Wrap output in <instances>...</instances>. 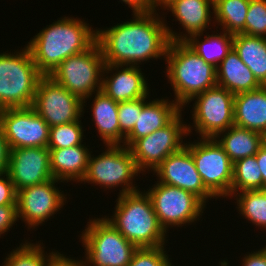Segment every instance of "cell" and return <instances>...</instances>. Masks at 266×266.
<instances>
[{"instance_id": "1", "label": "cell", "mask_w": 266, "mask_h": 266, "mask_svg": "<svg viewBox=\"0 0 266 266\" xmlns=\"http://www.w3.org/2000/svg\"><path fill=\"white\" fill-rule=\"evenodd\" d=\"M133 14V20L107 30L96 29L105 64L137 66L150 59L165 58L170 43L165 19L157 11Z\"/></svg>"}, {"instance_id": "2", "label": "cell", "mask_w": 266, "mask_h": 266, "mask_svg": "<svg viewBox=\"0 0 266 266\" xmlns=\"http://www.w3.org/2000/svg\"><path fill=\"white\" fill-rule=\"evenodd\" d=\"M30 39L27 47L38 70L49 76L66 58L89 49L97 41V30L81 19L63 17Z\"/></svg>"}, {"instance_id": "3", "label": "cell", "mask_w": 266, "mask_h": 266, "mask_svg": "<svg viewBox=\"0 0 266 266\" xmlns=\"http://www.w3.org/2000/svg\"><path fill=\"white\" fill-rule=\"evenodd\" d=\"M111 223L138 248L164 246L167 232L161 226L149 195L139 190L118 195Z\"/></svg>"}, {"instance_id": "4", "label": "cell", "mask_w": 266, "mask_h": 266, "mask_svg": "<svg viewBox=\"0 0 266 266\" xmlns=\"http://www.w3.org/2000/svg\"><path fill=\"white\" fill-rule=\"evenodd\" d=\"M164 60L174 101L181 108L194 96L217 85L216 67L206 63L184 41H170Z\"/></svg>"}, {"instance_id": "5", "label": "cell", "mask_w": 266, "mask_h": 266, "mask_svg": "<svg viewBox=\"0 0 266 266\" xmlns=\"http://www.w3.org/2000/svg\"><path fill=\"white\" fill-rule=\"evenodd\" d=\"M6 52L0 54V110L31 107L44 75L36 67L27 46L16 54Z\"/></svg>"}, {"instance_id": "6", "label": "cell", "mask_w": 266, "mask_h": 266, "mask_svg": "<svg viewBox=\"0 0 266 266\" xmlns=\"http://www.w3.org/2000/svg\"><path fill=\"white\" fill-rule=\"evenodd\" d=\"M89 221L80 238L85 247V266H128L138 247L105 217Z\"/></svg>"}, {"instance_id": "7", "label": "cell", "mask_w": 266, "mask_h": 266, "mask_svg": "<svg viewBox=\"0 0 266 266\" xmlns=\"http://www.w3.org/2000/svg\"><path fill=\"white\" fill-rule=\"evenodd\" d=\"M105 61L97 41L87 50L62 61L49 75L56 83L83 100L102 89Z\"/></svg>"}, {"instance_id": "8", "label": "cell", "mask_w": 266, "mask_h": 266, "mask_svg": "<svg viewBox=\"0 0 266 266\" xmlns=\"http://www.w3.org/2000/svg\"><path fill=\"white\" fill-rule=\"evenodd\" d=\"M107 149L94 157L90 154L85 177L81 183L87 182L104 188L122 186L119 195L135 192L133 178L141 172L138 170L131 151L124 145H106ZM93 156V157H91Z\"/></svg>"}, {"instance_id": "9", "label": "cell", "mask_w": 266, "mask_h": 266, "mask_svg": "<svg viewBox=\"0 0 266 266\" xmlns=\"http://www.w3.org/2000/svg\"><path fill=\"white\" fill-rule=\"evenodd\" d=\"M181 119L182 112L165 127L135 140L128 147L140 172L154 171L170 154L185 146L183 136L189 135L193 129Z\"/></svg>"}, {"instance_id": "10", "label": "cell", "mask_w": 266, "mask_h": 266, "mask_svg": "<svg viewBox=\"0 0 266 266\" xmlns=\"http://www.w3.org/2000/svg\"><path fill=\"white\" fill-rule=\"evenodd\" d=\"M194 143V144H193ZM186 143L205 188L215 197L231 196L233 163L215 138Z\"/></svg>"}, {"instance_id": "11", "label": "cell", "mask_w": 266, "mask_h": 266, "mask_svg": "<svg viewBox=\"0 0 266 266\" xmlns=\"http://www.w3.org/2000/svg\"><path fill=\"white\" fill-rule=\"evenodd\" d=\"M149 195L157 218L166 232L168 227H182V224L199 220L205 204L194 194L181 188L156 182L146 191Z\"/></svg>"}, {"instance_id": "12", "label": "cell", "mask_w": 266, "mask_h": 266, "mask_svg": "<svg viewBox=\"0 0 266 266\" xmlns=\"http://www.w3.org/2000/svg\"><path fill=\"white\" fill-rule=\"evenodd\" d=\"M234 94L216 85L194 96V129L201 138H215L219 133L234 125ZM197 99V100H196Z\"/></svg>"}, {"instance_id": "13", "label": "cell", "mask_w": 266, "mask_h": 266, "mask_svg": "<svg viewBox=\"0 0 266 266\" xmlns=\"http://www.w3.org/2000/svg\"><path fill=\"white\" fill-rule=\"evenodd\" d=\"M31 107L49 127L80 120L84 113L83 100L50 76H43L39 80Z\"/></svg>"}, {"instance_id": "14", "label": "cell", "mask_w": 266, "mask_h": 266, "mask_svg": "<svg viewBox=\"0 0 266 266\" xmlns=\"http://www.w3.org/2000/svg\"><path fill=\"white\" fill-rule=\"evenodd\" d=\"M0 127L10 149L48 147L50 127L32 107L0 110Z\"/></svg>"}, {"instance_id": "15", "label": "cell", "mask_w": 266, "mask_h": 266, "mask_svg": "<svg viewBox=\"0 0 266 266\" xmlns=\"http://www.w3.org/2000/svg\"><path fill=\"white\" fill-rule=\"evenodd\" d=\"M58 181L62 182L52 178L17 191V217L28 225V229L33 230L48 221L64 206L67 197L56 187Z\"/></svg>"}, {"instance_id": "16", "label": "cell", "mask_w": 266, "mask_h": 266, "mask_svg": "<svg viewBox=\"0 0 266 266\" xmlns=\"http://www.w3.org/2000/svg\"><path fill=\"white\" fill-rule=\"evenodd\" d=\"M153 172L159 179L157 182L188 191L205 205L209 198H214L205 188L190 150L186 146L170 154Z\"/></svg>"}, {"instance_id": "17", "label": "cell", "mask_w": 266, "mask_h": 266, "mask_svg": "<svg viewBox=\"0 0 266 266\" xmlns=\"http://www.w3.org/2000/svg\"><path fill=\"white\" fill-rule=\"evenodd\" d=\"M7 174L16 191L52 179L50 150L47 147L10 149Z\"/></svg>"}, {"instance_id": "18", "label": "cell", "mask_w": 266, "mask_h": 266, "mask_svg": "<svg viewBox=\"0 0 266 266\" xmlns=\"http://www.w3.org/2000/svg\"><path fill=\"white\" fill-rule=\"evenodd\" d=\"M112 70L116 72L113 73ZM105 72L106 74L113 73V75L105 77ZM141 72L139 66L105 64L101 91L116 102L147 97L149 96V86Z\"/></svg>"}, {"instance_id": "19", "label": "cell", "mask_w": 266, "mask_h": 266, "mask_svg": "<svg viewBox=\"0 0 266 266\" xmlns=\"http://www.w3.org/2000/svg\"><path fill=\"white\" fill-rule=\"evenodd\" d=\"M170 10L187 34H177L166 26L170 41H185L191 35L202 34L211 24L213 0H172L164 8Z\"/></svg>"}, {"instance_id": "20", "label": "cell", "mask_w": 266, "mask_h": 266, "mask_svg": "<svg viewBox=\"0 0 266 266\" xmlns=\"http://www.w3.org/2000/svg\"><path fill=\"white\" fill-rule=\"evenodd\" d=\"M181 111L182 108L174 100L171 102L168 99L159 100L158 98L146 102L142 107L141 114H138L137 123L125 137L123 145L129 147L135 140L165 127Z\"/></svg>"}, {"instance_id": "21", "label": "cell", "mask_w": 266, "mask_h": 266, "mask_svg": "<svg viewBox=\"0 0 266 266\" xmlns=\"http://www.w3.org/2000/svg\"><path fill=\"white\" fill-rule=\"evenodd\" d=\"M234 125L266 137V86L235 94Z\"/></svg>"}, {"instance_id": "22", "label": "cell", "mask_w": 266, "mask_h": 266, "mask_svg": "<svg viewBox=\"0 0 266 266\" xmlns=\"http://www.w3.org/2000/svg\"><path fill=\"white\" fill-rule=\"evenodd\" d=\"M50 170L54 179L81 182L85 177L91 152L84 146L49 149Z\"/></svg>"}, {"instance_id": "23", "label": "cell", "mask_w": 266, "mask_h": 266, "mask_svg": "<svg viewBox=\"0 0 266 266\" xmlns=\"http://www.w3.org/2000/svg\"><path fill=\"white\" fill-rule=\"evenodd\" d=\"M216 80L217 85L234 95L252 91L262 86L233 48L216 67Z\"/></svg>"}, {"instance_id": "24", "label": "cell", "mask_w": 266, "mask_h": 266, "mask_svg": "<svg viewBox=\"0 0 266 266\" xmlns=\"http://www.w3.org/2000/svg\"><path fill=\"white\" fill-rule=\"evenodd\" d=\"M95 94L91 116H93L92 121L103 143L106 145L124 144L125 136L120 132L118 119L119 102L114 101L101 90Z\"/></svg>"}, {"instance_id": "25", "label": "cell", "mask_w": 266, "mask_h": 266, "mask_svg": "<svg viewBox=\"0 0 266 266\" xmlns=\"http://www.w3.org/2000/svg\"><path fill=\"white\" fill-rule=\"evenodd\" d=\"M215 139L222 146L232 163L256 155L259 148L266 141L263 134L236 125H232L227 130L219 133Z\"/></svg>"}, {"instance_id": "26", "label": "cell", "mask_w": 266, "mask_h": 266, "mask_svg": "<svg viewBox=\"0 0 266 266\" xmlns=\"http://www.w3.org/2000/svg\"><path fill=\"white\" fill-rule=\"evenodd\" d=\"M233 49L257 81L266 86V38L237 33L233 35Z\"/></svg>"}, {"instance_id": "27", "label": "cell", "mask_w": 266, "mask_h": 266, "mask_svg": "<svg viewBox=\"0 0 266 266\" xmlns=\"http://www.w3.org/2000/svg\"><path fill=\"white\" fill-rule=\"evenodd\" d=\"M202 34L191 35L184 42L192 48L206 63L217 67L233 48V35L225 31L217 34H207L203 41Z\"/></svg>"}, {"instance_id": "28", "label": "cell", "mask_w": 266, "mask_h": 266, "mask_svg": "<svg viewBox=\"0 0 266 266\" xmlns=\"http://www.w3.org/2000/svg\"><path fill=\"white\" fill-rule=\"evenodd\" d=\"M250 0H213L214 19L222 30L232 35L245 34Z\"/></svg>"}, {"instance_id": "29", "label": "cell", "mask_w": 266, "mask_h": 266, "mask_svg": "<svg viewBox=\"0 0 266 266\" xmlns=\"http://www.w3.org/2000/svg\"><path fill=\"white\" fill-rule=\"evenodd\" d=\"M233 197H236L239 214L266 229V189L245 190L233 194Z\"/></svg>"}, {"instance_id": "30", "label": "cell", "mask_w": 266, "mask_h": 266, "mask_svg": "<svg viewBox=\"0 0 266 266\" xmlns=\"http://www.w3.org/2000/svg\"><path fill=\"white\" fill-rule=\"evenodd\" d=\"M263 189L262 173L255 155L233 163L231 196L238 191Z\"/></svg>"}, {"instance_id": "31", "label": "cell", "mask_w": 266, "mask_h": 266, "mask_svg": "<svg viewBox=\"0 0 266 266\" xmlns=\"http://www.w3.org/2000/svg\"><path fill=\"white\" fill-rule=\"evenodd\" d=\"M39 244V245H38ZM36 243L26 242L20 244L17 249H13L4 260L2 266H49L51 260L59 252L44 253L39 241ZM46 254V255H45Z\"/></svg>"}, {"instance_id": "32", "label": "cell", "mask_w": 266, "mask_h": 266, "mask_svg": "<svg viewBox=\"0 0 266 266\" xmlns=\"http://www.w3.org/2000/svg\"><path fill=\"white\" fill-rule=\"evenodd\" d=\"M84 130L81 126V120L68 124L55 125L49 128L48 149L69 148L81 145Z\"/></svg>"}, {"instance_id": "33", "label": "cell", "mask_w": 266, "mask_h": 266, "mask_svg": "<svg viewBox=\"0 0 266 266\" xmlns=\"http://www.w3.org/2000/svg\"><path fill=\"white\" fill-rule=\"evenodd\" d=\"M245 35L266 38V0H250Z\"/></svg>"}, {"instance_id": "34", "label": "cell", "mask_w": 266, "mask_h": 266, "mask_svg": "<svg viewBox=\"0 0 266 266\" xmlns=\"http://www.w3.org/2000/svg\"><path fill=\"white\" fill-rule=\"evenodd\" d=\"M149 97L138 98L119 102L118 104V119L120 132L126 137L137 123L138 114H141L142 107L148 101Z\"/></svg>"}, {"instance_id": "35", "label": "cell", "mask_w": 266, "mask_h": 266, "mask_svg": "<svg viewBox=\"0 0 266 266\" xmlns=\"http://www.w3.org/2000/svg\"><path fill=\"white\" fill-rule=\"evenodd\" d=\"M164 246L138 248L128 266H174Z\"/></svg>"}, {"instance_id": "36", "label": "cell", "mask_w": 266, "mask_h": 266, "mask_svg": "<svg viewBox=\"0 0 266 266\" xmlns=\"http://www.w3.org/2000/svg\"><path fill=\"white\" fill-rule=\"evenodd\" d=\"M3 205H17V191L7 173L0 174V206Z\"/></svg>"}, {"instance_id": "37", "label": "cell", "mask_w": 266, "mask_h": 266, "mask_svg": "<svg viewBox=\"0 0 266 266\" xmlns=\"http://www.w3.org/2000/svg\"><path fill=\"white\" fill-rule=\"evenodd\" d=\"M17 220V205L0 206V236L10 230Z\"/></svg>"}, {"instance_id": "38", "label": "cell", "mask_w": 266, "mask_h": 266, "mask_svg": "<svg viewBox=\"0 0 266 266\" xmlns=\"http://www.w3.org/2000/svg\"><path fill=\"white\" fill-rule=\"evenodd\" d=\"M10 147L0 127V174L7 173Z\"/></svg>"}, {"instance_id": "39", "label": "cell", "mask_w": 266, "mask_h": 266, "mask_svg": "<svg viewBox=\"0 0 266 266\" xmlns=\"http://www.w3.org/2000/svg\"><path fill=\"white\" fill-rule=\"evenodd\" d=\"M242 266H266V246L256 252L246 254Z\"/></svg>"}, {"instance_id": "40", "label": "cell", "mask_w": 266, "mask_h": 266, "mask_svg": "<svg viewBox=\"0 0 266 266\" xmlns=\"http://www.w3.org/2000/svg\"><path fill=\"white\" fill-rule=\"evenodd\" d=\"M49 266H85L83 260H75L58 253L50 262Z\"/></svg>"}, {"instance_id": "41", "label": "cell", "mask_w": 266, "mask_h": 266, "mask_svg": "<svg viewBox=\"0 0 266 266\" xmlns=\"http://www.w3.org/2000/svg\"><path fill=\"white\" fill-rule=\"evenodd\" d=\"M262 173L263 189H266V141L255 155Z\"/></svg>"}, {"instance_id": "42", "label": "cell", "mask_w": 266, "mask_h": 266, "mask_svg": "<svg viewBox=\"0 0 266 266\" xmlns=\"http://www.w3.org/2000/svg\"><path fill=\"white\" fill-rule=\"evenodd\" d=\"M172 0H154V6H155V11H157L156 9L159 7L160 8H164L168 3H170ZM159 6V7H158Z\"/></svg>"}]
</instances>
